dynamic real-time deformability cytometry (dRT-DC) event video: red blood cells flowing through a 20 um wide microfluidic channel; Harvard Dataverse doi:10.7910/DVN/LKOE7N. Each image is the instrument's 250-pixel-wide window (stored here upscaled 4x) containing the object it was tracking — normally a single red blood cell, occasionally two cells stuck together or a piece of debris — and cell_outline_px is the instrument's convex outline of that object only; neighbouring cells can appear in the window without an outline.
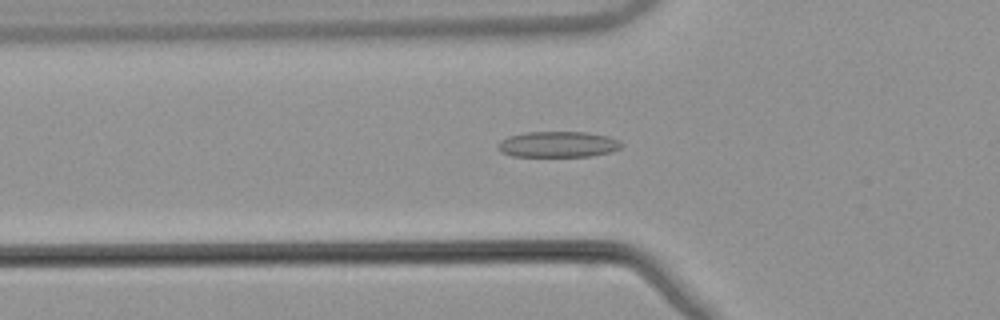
{"species": "common noctule bat (a hibernating species)", "species_latin": "Nyctalus noctula", "temperature_condition": "warm", "stored_images_in_passage": 53, "camera_frame_rate_fps": 3000, "um_per_image_px": 0.085, "animal": {"sex": "male", "body_mass_g": 21.5, "forearm_length_mm": 52.0}, "frame": {"image": 1, "passage_image": 19, "time_ms": 6.0, "image_size_px": [1000, 320], "cell_outline_px": [[624, 144], [620, 148], [612, 152], [592, 156], [512, 156], [500, 152], [496, 148], [496, 144], [500, 140], [508, 136], [524, 132], [588, 132], [608, 136], [620, 140]], "centroid_in_image_um": [47.42, 12.27], "position_along_channel_um": 78.4, "area_um2": 18.96}}
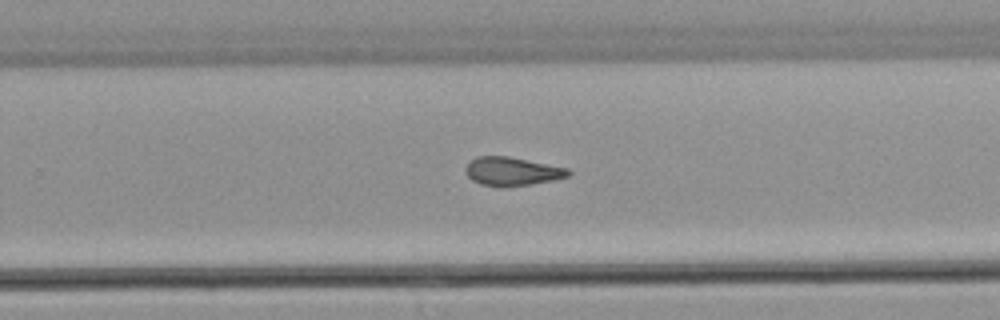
{"frame": {"image": 2, "passage_image": 35, "time_ms": 11.333, "image_size_px": [1000, 320], "cell_outline_px": [[572, 172], [568, 176], [552, 180], [532, 184], [504, 188], [480, 184], [472, 180], [468, 176], [464, 168], [476, 156], [508, 156], [568, 168]], "centroid_in_image_um": [43.52, 14.58], "position_along_channel_um": 286.3, "area_um2": 17.17}}
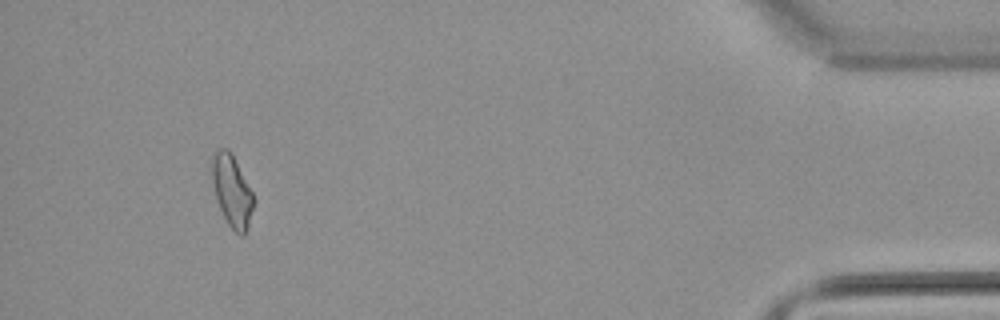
{"frame": {"image": 3, "passage_image": 50, "time_ms": 16.333, "image_size_px": [1000, 320], "cell_outline_px": [[252, 208], [248, 224], [244, 236], [240, 236], [228, 224], [216, 200], [212, 184], [212, 152], [220, 148], [228, 148], [232, 152], [252, 192]], "centroid_in_image_um": [19.67, 16.17], "position_along_channel_um": 415.5, "area_um2": 17.17}, "authors_computed_cell_mechanics": {"area_um2": 17.8024, "velocity_mm_per_s": 3.9021, "shape_relaxation_time_tau1_ms": null, "shape_relaxation_time_tau2_ms": 3.86, "deformation_change_tau1": null, "deformation_change_tau2": 0.1209}}